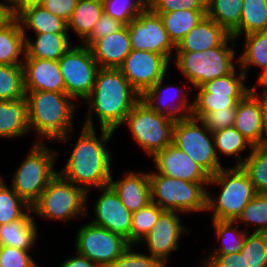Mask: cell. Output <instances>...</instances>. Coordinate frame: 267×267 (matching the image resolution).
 Masks as SVG:
<instances>
[{"mask_svg": "<svg viewBox=\"0 0 267 267\" xmlns=\"http://www.w3.org/2000/svg\"><path fill=\"white\" fill-rule=\"evenodd\" d=\"M140 99L141 96L119 68H99L93 89L84 100L88 102L89 112L83 126L94 128V113L98 117L100 129L116 131Z\"/></svg>", "mask_w": 267, "mask_h": 267, "instance_id": "cell-1", "label": "cell"}, {"mask_svg": "<svg viewBox=\"0 0 267 267\" xmlns=\"http://www.w3.org/2000/svg\"><path fill=\"white\" fill-rule=\"evenodd\" d=\"M115 131L101 128L99 139L94 128L82 126L80 137L61 172L63 178L87 192L108 186L112 176L110 154L105 145ZM90 187V188H89Z\"/></svg>", "mask_w": 267, "mask_h": 267, "instance_id": "cell-2", "label": "cell"}, {"mask_svg": "<svg viewBox=\"0 0 267 267\" xmlns=\"http://www.w3.org/2000/svg\"><path fill=\"white\" fill-rule=\"evenodd\" d=\"M28 101L29 130L36 132L37 139L69 141L73 131L74 99L66 93L48 91H25ZM78 105V106H77ZM41 138V139H40Z\"/></svg>", "mask_w": 267, "mask_h": 267, "instance_id": "cell-3", "label": "cell"}, {"mask_svg": "<svg viewBox=\"0 0 267 267\" xmlns=\"http://www.w3.org/2000/svg\"><path fill=\"white\" fill-rule=\"evenodd\" d=\"M220 186L217 198L207 192V210L212 220L235 221L248 202L257 194L248 174L241 166L224 167L212 175L208 183Z\"/></svg>", "mask_w": 267, "mask_h": 267, "instance_id": "cell-4", "label": "cell"}, {"mask_svg": "<svg viewBox=\"0 0 267 267\" xmlns=\"http://www.w3.org/2000/svg\"><path fill=\"white\" fill-rule=\"evenodd\" d=\"M151 201L164 211L206 212L208 183H195L149 172Z\"/></svg>", "mask_w": 267, "mask_h": 267, "instance_id": "cell-5", "label": "cell"}, {"mask_svg": "<svg viewBox=\"0 0 267 267\" xmlns=\"http://www.w3.org/2000/svg\"><path fill=\"white\" fill-rule=\"evenodd\" d=\"M236 40L230 35L220 46L201 52L174 53L175 65L182 75L194 86L229 74L236 66ZM232 47H231V46Z\"/></svg>", "mask_w": 267, "mask_h": 267, "instance_id": "cell-6", "label": "cell"}, {"mask_svg": "<svg viewBox=\"0 0 267 267\" xmlns=\"http://www.w3.org/2000/svg\"><path fill=\"white\" fill-rule=\"evenodd\" d=\"M58 156L44 142H35L14 173L11 188L30 206L40 197L48 183L58 174L54 163Z\"/></svg>", "mask_w": 267, "mask_h": 267, "instance_id": "cell-7", "label": "cell"}, {"mask_svg": "<svg viewBox=\"0 0 267 267\" xmlns=\"http://www.w3.org/2000/svg\"><path fill=\"white\" fill-rule=\"evenodd\" d=\"M87 192L63 178L59 173L48 183L39 199L31 206L32 213L46 220L69 221L87 216Z\"/></svg>", "mask_w": 267, "mask_h": 267, "instance_id": "cell-8", "label": "cell"}, {"mask_svg": "<svg viewBox=\"0 0 267 267\" xmlns=\"http://www.w3.org/2000/svg\"><path fill=\"white\" fill-rule=\"evenodd\" d=\"M175 119L158 113L140 99L126 116L123 124L128 125L133 138L148 156L172 144Z\"/></svg>", "mask_w": 267, "mask_h": 267, "instance_id": "cell-9", "label": "cell"}, {"mask_svg": "<svg viewBox=\"0 0 267 267\" xmlns=\"http://www.w3.org/2000/svg\"><path fill=\"white\" fill-rule=\"evenodd\" d=\"M172 144L185 152L211 176L224 168L216 154L213 132L199 119L192 116L177 119L173 127Z\"/></svg>", "mask_w": 267, "mask_h": 267, "instance_id": "cell-10", "label": "cell"}, {"mask_svg": "<svg viewBox=\"0 0 267 267\" xmlns=\"http://www.w3.org/2000/svg\"><path fill=\"white\" fill-rule=\"evenodd\" d=\"M64 79L65 93L74 100H85L95 84L99 65L88 46L74 45L58 60Z\"/></svg>", "mask_w": 267, "mask_h": 267, "instance_id": "cell-11", "label": "cell"}, {"mask_svg": "<svg viewBox=\"0 0 267 267\" xmlns=\"http://www.w3.org/2000/svg\"><path fill=\"white\" fill-rule=\"evenodd\" d=\"M76 233V252L86 256L100 267L120 257L131 244L119 234L88 222Z\"/></svg>", "mask_w": 267, "mask_h": 267, "instance_id": "cell-12", "label": "cell"}, {"mask_svg": "<svg viewBox=\"0 0 267 267\" xmlns=\"http://www.w3.org/2000/svg\"><path fill=\"white\" fill-rule=\"evenodd\" d=\"M127 27L132 50L150 51L165 56L169 61L173 59L172 49L175 50V45L170 40L161 17L149 7Z\"/></svg>", "mask_w": 267, "mask_h": 267, "instance_id": "cell-13", "label": "cell"}, {"mask_svg": "<svg viewBox=\"0 0 267 267\" xmlns=\"http://www.w3.org/2000/svg\"><path fill=\"white\" fill-rule=\"evenodd\" d=\"M168 66L170 61L163 55L150 51L131 50L119 69L142 96L159 80L166 77Z\"/></svg>", "mask_w": 267, "mask_h": 267, "instance_id": "cell-14", "label": "cell"}, {"mask_svg": "<svg viewBox=\"0 0 267 267\" xmlns=\"http://www.w3.org/2000/svg\"><path fill=\"white\" fill-rule=\"evenodd\" d=\"M180 214L182 213L176 211H163L153 229L140 241L145 243L152 257L165 265L171 252L178 250L181 235L189 231L180 223Z\"/></svg>", "mask_w": 267, "mask_h": 267, "instance_id": "cell-15", "label": "cell"}, {"mask_svg": "<svg viewBox=\"0 0 267 267\" xmlns=\"http://www.w3.org/2000/svg\"><path fill=\"white\" fill-rule=\"evenodd\" d=\"M98 190L101 191V196L95 202L93 209L96 218L90 222L121 235L131 244L132 212L122 204L118 194L110 185Z\"/></svg>", "mask_w": 267, "mask_h": 267, "instance_id": "cell-16", "label": "cell"}, {"mask_svg": "<svg viewBox=\"0 0 267 267\" xmlns=\"http://www.w3.org/2000/svg\"><path fill=\"white\" fill-rule=\"evenodd\" d=\"M156 172L195 183H209L211 175L185 152L170 144L153 157Z\"/></svg>", "mask_w": 267, "mask_h": 267, "instance_id": "cell-17", "label": "cell"}, {"mask_svg": "<svg viewBox=\"0 0 267 267\" xmlns=\"http://www.w3.org/2000/svg\"><path fill=\"white\" fill-rule=\"evenodd\" d=\"M25 91L65 93L58 61L25 58L22 64Z\"/></svg>", "mask_w": 267, "mask_h": 267, "instance_id": "cell-18", "label": "cell"}, {"mask_svg": "<svg viewBox=\"0 0 267 267\" xmlns=\"http://www.w3.org/2000/svg\"><path fill=\"white\" fill-rule=\"evenodd\" d=\"M164 79L166 78L165 77L162 78L152 88L148 89L141 96V99L144 102H146L156 112L167 115L175 120L191 116L193 102H191V99L190 100L188 99V97H190L188 96V93L186 94L183 88L181 89L180 87H176V85L171 87L170 85L164 86L163 85ZM172 90L174 91V93ZM166 93L168 94V96ZM171 93L175 94V96L173 95L174 96L173 97ZM168 97L169 98L173 97L172 100L173 99L175 100V97H177L179 100H176L175 104L172 101H170L171 102L170 104V102H166L168 100H171L167 99Z\"/></svg>", "mask_w": 267, "mask_h": 267, "instance_id": "cell-19", "label": "cell"}, {"mask_svg": "<svg viewBox=\"0 0 267 267\" xmlns=\"http://www.w3.org/2000/svg\"><path fill=\"white\" fill-rule=\"evenodd\" d=\"M233 127L252 146L264 144L260 95L252 90L238 103Z\"/></svg>", "mask_w": 267, "mask_h": 267, "instance_id": "cell-20", "label": "cell"}, {"mask_svg": "<svg viewBox=\"0 0 267 267\" xmlns=\"http://www.w3.org/2000/svg\"><path fill=\"white\" fill-rule=\"evenodd\" d=\"M89 48L100 68H119L132 50L127 25L96 40Z\"/></svg>", "mask_w": 267, "mask_h": 267, "instance_id": "cell-21", "label": "cell"}, {"mask_svg": "<svg viewBox=\"0 0 267 267\" xmlns=\"http://www.w3.org/2000/svg\"><path fill=\"white\" fill-rule=\"evenodd\" d=\"M124 178L113 180L109 185L118 194L122 204L130 211L136 212L151 202L149 172H128Z\"/></svg>", "mask_w": 267, "mask_h": 267, "instance_id": "cell-22", "label": "cell"}, {"mask_svg": "<svg viewBox=\"0 0 267 267\" xmlns=\"http://www.w3.org/2000/svg\"><path fill=\"white\" fill-rule=\"evenodd\" d=\"M230 34L208 16H205L175 46L174 53L201 52L220 46Z\"/></svg>", "mask_w": 267, "mask_h": 267, "instance_id": "cell-23", "label": "cell"}, {"mask_svg": "<svg viewBox=\"0 0 267 267\" xmlns=\"http://www.w3.org/2000/svg\"><path fill=\"white\" fill-rule=\"evenodd\" d=\"M29 132L26 96L13 101H0V138H18Z\"/></svg>", "mask_w": 267, "mask_h": 267, "instance_id": "cell-24", "label": "cell"}, {"mask_svg": "<svg viewBox=\"0 0 267 267\" xmlns=\"http://www.w3.org/2000/svg\"><path fill=\"white\" fill-rule=\"evenodd\" d=\"M15 18L19 21L25 38L26 30H33L35 34L69 32L67 21L50 13L41 5L25 8Z\"/></svg>", "mask_w": 267, "mask_h": 267, "instance_id": "cell-25", "label": "cell"}, {"mask_svg": "<svg viewBox=\"0 0 267 267\" xmlns=\"http://www.w3.org/2000/svg\"><path fill=\"white\" fill-rule=\"evenodd\" d=\"M29 213H32V208L19 219L0 225V245L22 250L32 249L38 236V229L34 222L35 218Z\"/></svg>", "mask_w": 267, "mask_h": 267, "instance_id": "cell-26", "label": "cell"}, {"mask_svg": "<svg viewBox=\"0 0 267 267\" xmlns=\"http://www.w3.org/2000/svg\"><path fill=\"white\" fill-rule=\"evenodd\" d=\"M35 40L25 38L24 58L58 61L72 47L68 33L35 34Z\"/></svg>", "mask_w": 267, "mask_h": 267, "instance_id": "cell-27", "label": "cell"}, {"mask_svg": "<svg viewBox=\"0 0 267 267\" xmlns=\"http://www.w3.org/2000/svg\"><path fill=\"white\" fill-rule=\"evenodd\" d=\"M25 40L19 21L13 17L0 29V64L22 66L26 54Z\"/></svg>", "mask_w": 267, "mask_h": 267, "instance_id": "cell-28", "label": "cell"}, {"mask_svg": "<svg viewBox=\"0 0 267 267\" xmlns=\"http://www.w3.org/2000/svg\"><path fill=\"white\" fill-rule=\"evenodd\" d=\"M104 13L102 0H78L77 5L68 21V31L72 29L82 38V42L91 34L95 24Z\"/></svg>", "mask_w": 267, "mask_h": 267, "instance_id": "cell-29", "label": "cell"}, {"mask_svg": "<svg viewBox=\"0 0 267 267\" xmlns=\"http://www.w3.org/2000/svg\"><path fill=\"white\" fill-rule=\"evenodd\" d=\"M162 21L172 43L176 46L206 16V10H178L156 13Z\"/></svg>", "mask_w": 267, "mask_h": 267, "instance_id": "cell-30", "label": "cell"}, {"mask_svg": "<svg viewBox=\"0 0 267 267\" xmlns=\"http://www.w3.org/2000/svg\"><path fill=\"white\" fill-rule=\"evenodd\" d=\"M267 31L266 0H243L239 26L230 34L236 41L242 34Z\"/></svg>", "mask_w": 267, "mask_h": 267, "instance_id": "cell-31", "label": "cell"}, {"mask_svg": "<svg viewBox=\"0 0 267 267\" xmlns=\"http://www.w3.org/2000/svg\"><path fill=\"white\" fill-rule=\"evenodd\" d=\"M243 0H206V16L231 34L240 24Z\"/></svg>", "mask_w": 267, "mask_h": 267, "instance_id": "cell-32", "label": "cell"}, {"mask_svg": "<svg viewBox=\"0 0 267 267\" xmlns=\"http://www.w3.org/2000/svg\"><path fill=\"white\" fill-rule=\"evenodd\" d=\"M244 51L237 59L241 70L247 75L249 66H257L264 72L267 69V31L244 35Z\"/></svg>", "mask_w": 267, "mask_h": 267, "instance_id": "cell-33", "label": "cell"}, {"mask_svg": "<svg viewBox=\"0 0 267 267\" xmlns=\"http://www.w3.org/2000/svg\"><path fill=\"white\" fill-rule=\"evenodd\" d=\"M256 193H267V145L253 146L241 165Z\"/></svg>", "mask_w": 267, "mask_h": 267, "instance_id": "cell-34", "label": "cell"}, {"mask_svg": "<svg viewBox=\"0 0 267 267\" xmlns=\"http://www.w3.org/2000/svg\"><path fill=\"white\" fill-rule=\"evenodd\" d=\"M239 67V73L236 67L227 75L213 79L201 87L212 95H228V97H244L252 88L246 86L247 76Z\"/></svg>", "mask_w": 267, "mask_h": 267, "instance_id": "cell-35", "label": "cell"}, {"mask_svg": "<svg viewBox=\"0 0 267 267\" xmlns=\"http://www.w3.org/2000/svg\"><path fill=\"white\" fill-rule=\"evenodd\" d=\"M213 229H215L218 240H221L220 246L215 249L211 255H225L229 253H238L242 250V246L247 234V230H239L231 220H212Z\"/></svg>", "mask_w": 267, "mask_h": 267, "instance_id": "cell-36", "label": "cell"}, {"mask_svg": "<svg viewBox=\"0 0 267 267\" xmlns=\"http://www.w3.org/2000/svg\"><path fill=\"white\" fill-rule=\"evenodd\" d=\"M214 141H215V150L216 154L219 152L228 155L235 156L237 159V165L241 166L245 159H242L241 152H246L247 147L250 151L253 149V146L246 140L243 135L236 130L233 126L229 128L220 129L213 132Z\"/></svg>", "mask_w": 267, "mask_h": 267, "instance_id": "cell-37", "label": "cell"}, {"mask_svg": "<svg viewBox=\"0 0 267 267\" xmlns=\"http://www.w3.org/2000/svg\"><path fill=\"white\" fill-rule=\"evenodd\" d=\"M193 100L191 116L201 119L205 114L218 110H227L228 108H237V103L243 97H228V95H212L206 92L202 87H197Z\"/></svg>", "mask_w": 267, "mask_h": 267, "instance_id": "cell-38", "label": "cell"}, {"mask_svg": "<svg viewBox=\"0 0 267 267\" xmlns=\"http://www.w3.org/2000/svg\"><path fill=\"white\" fill-rule=\"evenodd\" d=\"M23 67L0 64V101L25 97Z\"/></svg>", "mask_w": 267, "mask_h": 267, "instance_id": "cell-39", "label": "cell"}, {"mask_svg": "<svg viewBox=\"0 0 267 267\" xmlns=\"http://www.w3.org/2000/svg\"><path fill=\"white\" fill-rule=\"evenodd\" d=\"M3 179L0 176V225L19 219L31 208Z\"/></svg>", "mask_w": 267, "mask_h": 267, "instance_id": "cell-40", "label": "cell"}, {"mask_svg": "<svg viewBox=\"0 0 267 267\" xmlns=\"http://www.w3.org/2000/svg\"><path fill=\"white\" fill-rule=\"evenodd\" d=\"M164 210L154 202L132 213L131 245L140 244V241L153 229L159 216Z\"/></svg>", "mask_w": 267, "mask_h": 267, "instance_id": "cell-41", "label": "cell"}, {"mask_svg": "<svg viewBox=\"0 0 267 267\" xmlns=\"http://www.w3.org/2000/svg\"><path fill=\"white\" fill-rule=\"evenodd\" d=\"M236 223L255 224L253 233H267V193H257L244 207Z\"/></svg>", "mask_w": 267, "mask_h": 267, "instance_id": "cell-42", "label": "cell"}, {"mask_svg": "<svg viewBox=\"0 0 267 267\" xmlns=\"http://www.w3.org/2000/svg\"><path fill=\"white\" fill-rule=\"evenodd\" d=\"M240 252L247 267H267V233L247 232Z\"/></svg>", "mask_w": 267, "mask_h": 267, "instance_id": "cell-43", "label": "cell"}, {"mask_svg": "<svg viewBox=\"0 0 267 267\" xmlns=\"http://www.w3.org/2000/svg\"><path fill=\"white\" fill-rule=\"evenodd\" d=\"M102 1L104 5V12L124 25H128L148 7L144 0Z\"/></svg>", "mask_w": 267, "mask_h": 267, "instance_id": "cell-44", "label": "cell"}, {"mask_svg": "<svg viewBox=\"0 0 267 267\" xmlns=\"http://www.w3.org/2000/svg\"><path fill=\"white\" fill-rule=\"evenodd\" d=\"M132 246L106 267H166L161 260L150 254L135 252Z\"/></svg>", "mask_w": 267, "mask_h": 267, "instance_id": "cell-45", "label": "cell"}, {"mask_svg": "<svg viewBox=\"0 0 267 267\" xmlns=\"http://www.w3.org/2000/svg\"><path fill=\"white\" fill-rule=\"evenodd\" d=\"M30 250L0 245V267H38Z\"/></svg>", "mask_w": 267, "mask_h": 267, "instance_id": "cell-46", "label": "cell"}, {"mask_svg": "<svg viewBox=\"0 0 267 267\" xmlns=\"http://www.w3.org/2000/svg\"><path fill=\"white\" fill-rule=\"evenodd\" d=\"M148 7L154 13L178 10H206V0H152Z\"/></svg>", "mask_w": 267, "mask_h": 267, "instance_id": "cell-47", "label": "cell"}, {"mask_svg": "<svg viewBox=\"0 0 267 267\" xmlns=\"http://www.w3.org/2000/svg\"><path fill=\"white\" fill-rule=\"evenodd\" d=\"M124 24L113 19L105 12L100 16L91 34L82 42V45L90 47L96 40L105 38L113 32L120 30Z\"/></svg>", "mask_w": 267, "mask_h": 267, "instance_id": "cell-48", "label": "cell"}, {"mask_svg": "<svg viewBox=\"0 0 267 267\" xmlns=\"http://www.w3.org/2000/svg\"><path fill=\"white\" fill-rule=\"evenodd\" d=\"M236 108H228L227 110H218L205 114L200 121L205 127L211 131H217L229 128L234 125Z\"/></svg>", "mask_w": 267, "mask_h": 267, "instance_id": "cell-49", "label": "cell"}, {"mask_svg": "<svg viewBox=\"0 0 267 267\" xmlns=\"http://www.w3.org/2000/svg\"><path fill=\"white\" fill-rule=\"evenodd\" d=\"M202 267H247L244 254L229 253L225 255H209L202 260Z\"/></svg>", "mask_w": 267, "mask_h": 267, "instance_id": "cell-50", "label": "cell"}, {"mask_svg": "<svg viewBox=\"0 0 267 267\" xmlns=\"http://www.w3.org/2000/svg\"><path fill=\"white\" fill-rule=\"evenodd\" d=\"M77 2L78 0H44L41 6L68 22Z\"/></svg>", "mask_w": 267, "mask_h": 267, "instance_id": "cell-51", "label": "cell"}, {"mask_svg": "<svg viewBox=\"0 0 267 267\" xmlns=\"http://www.w3.org/2000/svg\"><path fill=\"white\" fill-rule=\"evenodd\" d=\"M60 267H100L98 264L90 261L86 256L77 252L75 256L65 260Z\"/></svg>", "mask_w": 267, "mask_h": 267, "instance_id": "cell-52", "label": "cell"}, {"mask_svg": "<svg viewBox=\"0 0 267 267\" xmlns=\"http://www.w3.org/2000/svg\"><path fill=\"white\" fill-rule=\"evenodd\" d=\"M43 1L44 0H14L11 8L12 16L16 17L25 8L41 5Z\"/></svg>", "mask_w": 267, "mask_h": 267, "instance_id": "cell-53", "label": "cell"}, {"mask_svg": "<svg viewBox=\"0 0 267 267\" xmlns=\"http://www.w3.org/2000/svg\"><path fill=\"white\" fill-rule=\"evenodd\" d=\"M260 104L262 110L263 140L267 145V96L260 95Z\"/></svg>", "mask_w": 267, "mask_h": 267, "instance_id": "cell-54", "label": "cell"}, {"mask_svg": "<svg viewBox=\"0 0 267 267\" xmlns=\"http://www.w3.org/2000/svg\"><path fill=\"white\" fill-rule=\"evenodd\" d=\"M13 18L11 10L4 4L0 2V29L6 25Z\"/></svg>", "mask_w": 267, "mask_h": 267, "instance_id": "cell-55", "label": "cell"}, {"mask_svg": "<svg viewBox=\"0 0 267 267\" xmlns=\"http://www.w3.org/2000/svg\"><path fill=\"white\" fill-rule=\"evenodd\" d=\"M256 84L262 86L263 90L261 94L260 92H256V88H257L256 85L252 86V90H255V93L258 95L267 96V69L259 75Z\"/></svg>", "mask_w": 267, "mask_h": 267, "instance_id": "cell-56", "label": "cell"}, {"mask_svg": "<svg viewBox=\"0 0 267 267\" xmlns=\"http://www.w3.org/2000/svg\"><path fill=\"white\" fill-rule=\"evenodd\" d=\"M2 1H4V3L7 2L6 6L11 10L14 0H2ZM8 2L10 5H8Z\"/></svg>", "mask_w": 267, "mask_h": 267, "instance_id": "cell-57", "label": "cell"}, {"mask_svg": "<svg viewBox=\"0 0 267 267\" xmlns=\"http://www.w3.org/2000/svg\"><path fill=\"white\" fill-rule=\"evenodd\" d=\"M144 1L146 2L147 5H149L152 0H144Z\"/></svg>", "mask_w": 267, "mask_h": 267, "instance_id": "cell-58", "label": "cell"}]
</instances>
